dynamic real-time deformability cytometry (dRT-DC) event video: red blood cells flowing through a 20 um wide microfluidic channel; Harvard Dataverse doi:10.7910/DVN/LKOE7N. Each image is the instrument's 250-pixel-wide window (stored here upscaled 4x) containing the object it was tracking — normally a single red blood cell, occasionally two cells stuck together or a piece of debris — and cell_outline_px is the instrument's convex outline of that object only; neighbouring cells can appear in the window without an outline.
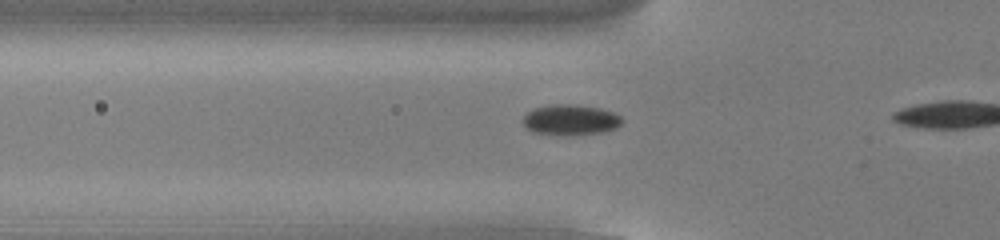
{"species": "common noctule bat (a hibernating species)", "species_latin": "Nyctalus noctula", "temperature_condition": "cold", "stored_images_in_passage": 11, "camera_frame_rate_fps": 3000, "um_per_image_px": 0.085, "animal": {"sex": "male", "body_mass_g": 13.0, "forearm_length_mm": 53.1}, "frame": {"image": 1, "passage_image": 10, "time_ms": 3.0, "image_size_px": [1000, 240], "cell_outline_px": [[624, 120], [616, 128], [604, 132], [568, 136], [532, 132], [524, 124], [524, 116], [532, 108], [556, 104], [568, 104], [600, 108], [612, 112], [620, 116]], "centroid_in_image_um": [48.51, 10.2], "position_along_channel_um": 77.3, "area_um2": 17.63}}